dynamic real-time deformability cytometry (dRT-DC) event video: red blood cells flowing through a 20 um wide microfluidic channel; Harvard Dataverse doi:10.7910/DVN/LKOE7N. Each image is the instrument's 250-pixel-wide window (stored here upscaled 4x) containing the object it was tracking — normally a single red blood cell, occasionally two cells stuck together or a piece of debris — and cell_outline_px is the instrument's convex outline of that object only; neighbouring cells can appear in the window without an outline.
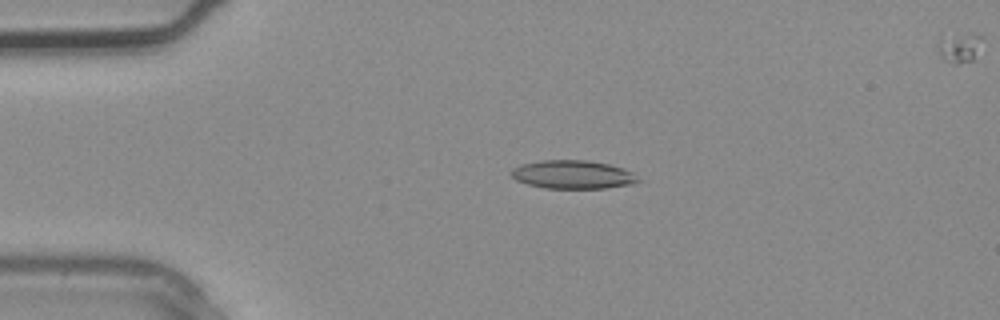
{"species": "common noctule bat (a hibernating species)", "species_latin": "Nyctalus noctula", "temperature_condition": "warm", "stored_images_in_passage": 4, "camera_frame_rate_fps": 3000, "um_per_image_px": 0.085, "animal": {"sex": "male", "body_mass_g": 20.4}, "frame": {"image": 1, "passage_image": 3, "time_ms": 0.667, "image_size_px": [1000, 320], "cell_outline_px": [[644, 180], [632, 184], [608, 188], [544, 188], [528, 184], [516, 180], [508, 172], [512, 168], [520, 164], [540, 160], [588, 160], [608, 164], [624, 168], [632, 172]], "centroid_in_image_um": [48.7, 14.83], "position_along_channel_um": 36.3, "area_um2": 21.33}}